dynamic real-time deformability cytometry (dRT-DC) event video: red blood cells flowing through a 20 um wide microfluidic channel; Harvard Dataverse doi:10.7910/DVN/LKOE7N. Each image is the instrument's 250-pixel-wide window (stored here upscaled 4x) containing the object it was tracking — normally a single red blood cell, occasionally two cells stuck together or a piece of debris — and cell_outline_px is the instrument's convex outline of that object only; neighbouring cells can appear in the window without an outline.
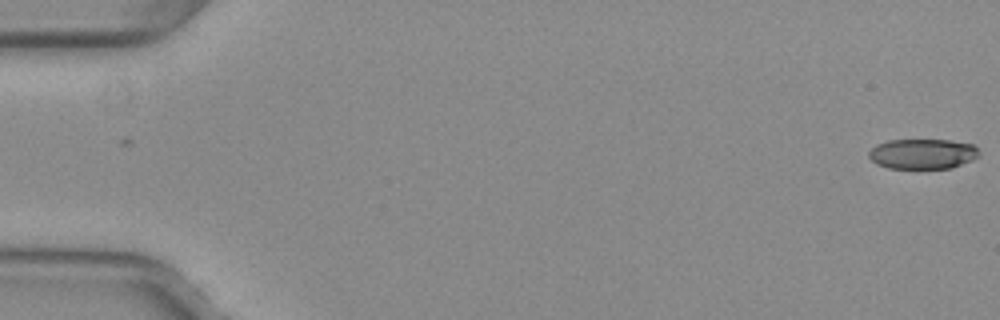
{"species": "common noctule bat (a hibernating species)", "species_latin": "Nyctalus noctula", "temperature_condition": "warm", "stored_images_in_passage": 7, "camera_frame_rate_fps": 3000, "um_per_image_px": 0.085, "animal": {"sex": "female", "body_mass_g": 29.2, "forearm_length_mm": 56.3}, "frame": {"image": 1, "passage_image": 1, "time_ms": 0.0, "image_size_px": [1000, 320], "cell_outline_px": [[980, 156], [972, 160], [952, 168], [888, 168], [876, 164], [868, 156], [868, 152], [876, 144], [888, 140], [948, 140], [972, 144], [980, 152]], "centroid_in_image_um": [78.42, 13.08], "position_along_channel_um": 6.6, "area_um2": 19.42}}